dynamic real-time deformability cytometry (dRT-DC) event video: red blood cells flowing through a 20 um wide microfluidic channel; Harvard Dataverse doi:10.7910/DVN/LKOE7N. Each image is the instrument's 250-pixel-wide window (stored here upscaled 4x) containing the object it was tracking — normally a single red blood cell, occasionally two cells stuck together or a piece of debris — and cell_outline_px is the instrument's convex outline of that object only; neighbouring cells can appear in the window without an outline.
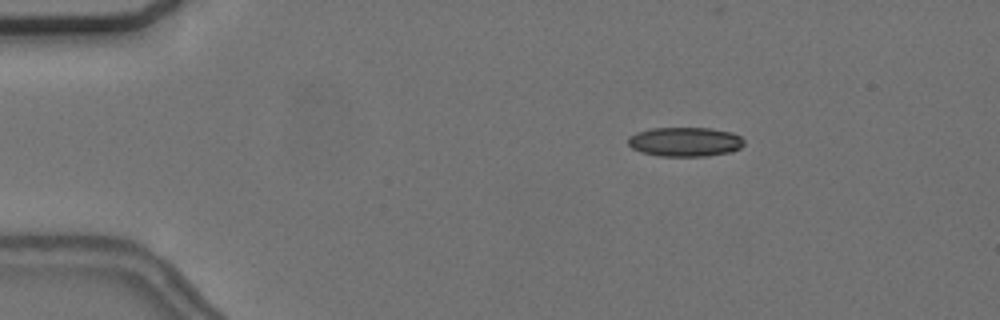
{"species": "common noctule bat (a hibernating species)", "species_latin": "Nyctalus noctula", "temperature_condition": "cold", "stored_images_in_passage": 4, "camera_frame_rate_fps": 3000, "um_per_image_px": 0.085, "animal": {"sex": "female", "body_mass_g": 24.6, "forearm_length_mm": 56.2}, "frame": {"image": 1, "passage_image": 2, "time_ms": 1.333, "image_size_px": [1000, 320], "cell_outline_px": [[744, 144], [740, 148], [732, 152], [704, 156], [660, 156], [640, 152], [632, 148], [628, 144], [628, 136], [636, 132], [648, 128], [712, 128], [732, 132], [740, 136], [744, 140]], "centroid_in_image_um": [58.22, 12.05], "position_along_channel_um": 26.8, "area_um2": 20.06}}